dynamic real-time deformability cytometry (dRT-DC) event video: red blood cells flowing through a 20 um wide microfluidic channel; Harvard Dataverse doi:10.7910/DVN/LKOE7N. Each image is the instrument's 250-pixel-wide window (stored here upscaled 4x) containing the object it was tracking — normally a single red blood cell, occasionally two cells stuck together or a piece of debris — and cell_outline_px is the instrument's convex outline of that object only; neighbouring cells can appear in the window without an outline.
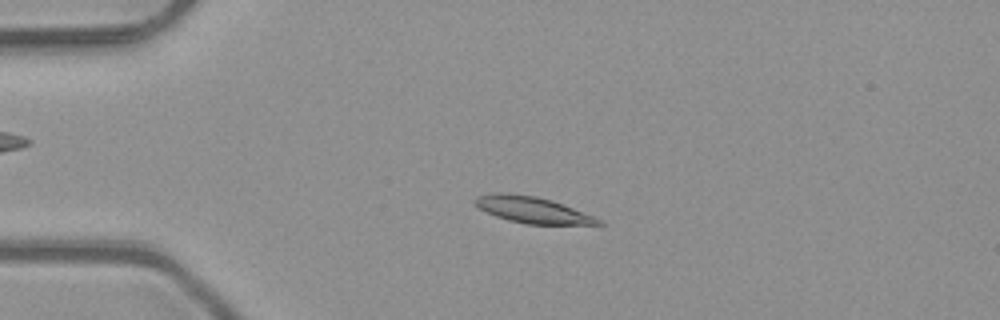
{"species": "common noctule bat (a hibernating species)", "species_latin": "Nyctalus noctula", "temperature_condition": "room temperature", "stored_images_in_passage": 44, "camera_frame_rate_fps": 3000, "um_per_image_px": 0.085, "animal": {"sex": "male", "body_mass_g": 23.1, "forearm_length_mm": 52.7}, "frame": {"image": 1, "passage_image": 5, "time_ms": 1.333, "image_size_px": [1000, 320], "cell_outline_px": [[604, 224], [528, 224], [508, 220], [496, 216], [472, 204], [472, 200], [476, 196], [496, 192], [536, 196], [552, 200], [592, 216], [600, 220]], "centroid_in_image_um": [45.17, 17.82], "position_along_channel_um": 39.8, "area_um2": 18.55}}
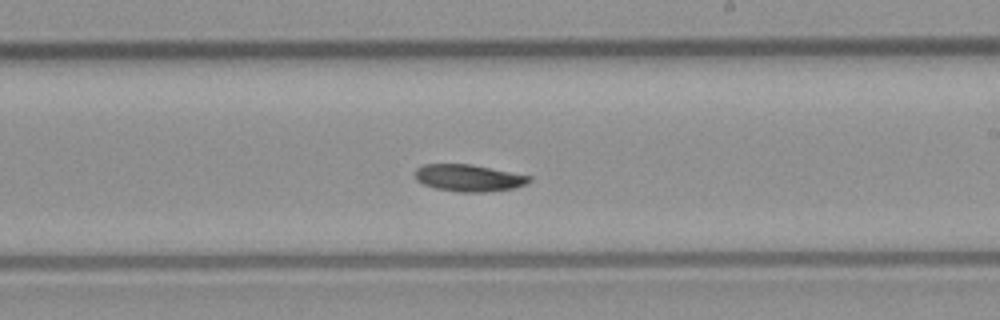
{"frame": {"image": 2, "passage_image": 23, "time_ms": 7.333, "image_size_px": [1000, 320], "cell_outline_px": [[532, 180], [516, 188], [484, 192], [460, 192], [436, 188], [424, 184], [416, 180], [416, 168], [424, 164], [472, 164], [532, 176]], "centroid_in_image_um": [39.87, 15.12], "position_along_channel_um": 249.1, "area_um2": 17.92}}
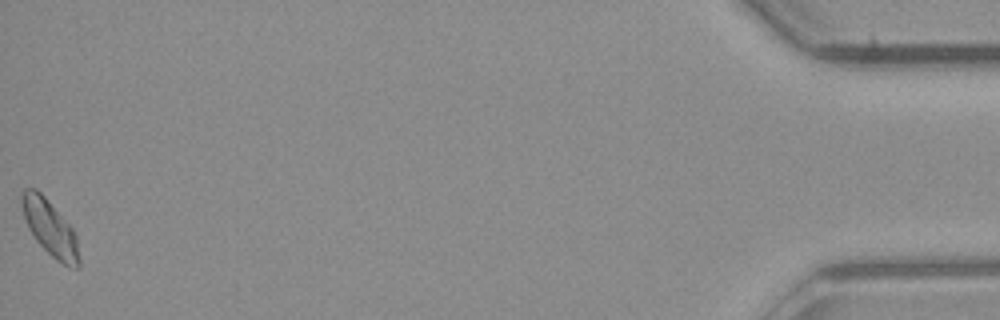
{"frame": {"image": 3, "passage_image": 44, "time_ms": 14.333, "image_size_px": [1000, 320], "cell_outline_px": [[80, 268], [76, 268], [64, 264], [56, 260], [36, 240], [28, 228], [24, 216], [20, 200], [20, 196], [24, 188], [36, 188], [44, 196], [72, 228], [76, 236], [80, 260]], "centroid_in_image_um": [4.24, 19.37], "position_along_channel_um": 431.0, "area_um2": 18.32}, "authors_computed_cell_mechanics": {"area_um2": 18.0625, "velocity_mm_per_s": 4.0501, "shape_relaxation_time_tau1_ms": 7.3258, "shape_relaxation_time_tau2_ms": null, "deformation_change_tau1": 0.1294, "deformation_change_tau2": null}}